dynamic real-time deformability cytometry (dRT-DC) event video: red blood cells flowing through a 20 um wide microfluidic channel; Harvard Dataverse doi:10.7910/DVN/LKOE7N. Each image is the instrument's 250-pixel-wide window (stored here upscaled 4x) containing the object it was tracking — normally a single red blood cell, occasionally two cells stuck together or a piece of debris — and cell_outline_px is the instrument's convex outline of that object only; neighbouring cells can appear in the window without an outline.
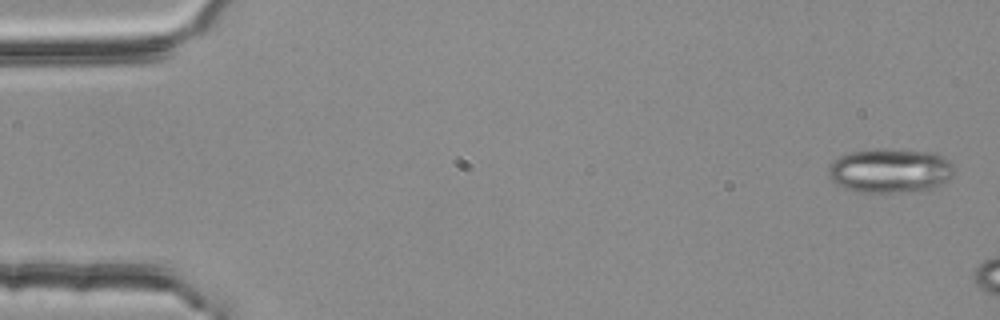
{"species": "common noctule bat (a hibernating species)", "species_latin": "Nyctalus noctula", "temperature_condition": "room temperature", "stored_images_in_passage": 3, "camera_frame_rate_fps": 3000, "um_per_image_px": 0.085, "animal": {"sex": "female", "body_mass_g": 25.1}, "frame": {"image": 1, "passage_image": 1, "time_ms": 0.0, "image_size_px": [1000, 320], "cell_outline_px": [[952, 176], [936, 188], [884, 196], [856, 192], [844, 188], [836, 184], [828, 176], [828, 168], [840, 156], [848, 152], [876, 148], [880, 148], [932, 152], [948, 160], [952, 164]], "centroid_in_image_um": [75.62, 14.55], "position_along_channel_um": 9.4, "area_um2": 33.41}}